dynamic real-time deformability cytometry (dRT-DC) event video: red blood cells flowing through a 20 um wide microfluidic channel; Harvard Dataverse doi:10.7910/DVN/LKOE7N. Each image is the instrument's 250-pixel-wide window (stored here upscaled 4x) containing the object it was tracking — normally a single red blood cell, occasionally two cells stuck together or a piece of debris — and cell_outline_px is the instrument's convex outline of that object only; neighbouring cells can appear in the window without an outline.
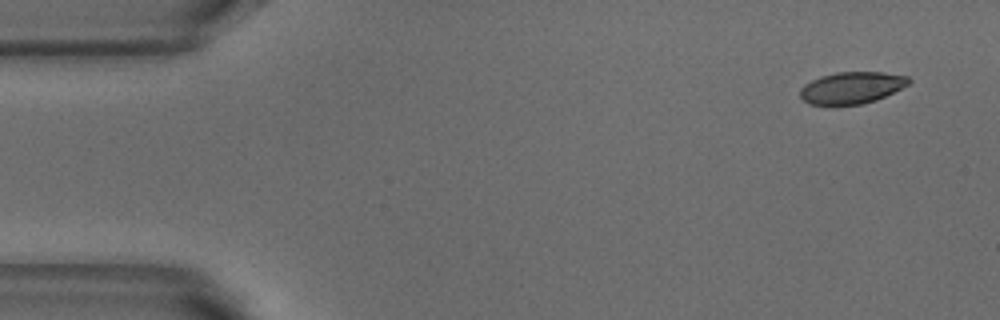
{"species": "common noctule bat (a hibernating species)", "species_latin": "Nyctalus noctula", "temperature_condition": "warm", "stored_images_in_passage": 5, "segment_of_instrument_passage": [1, 2], "camera_frame_rate_fps": 3000, "um_per_image_px": 0.085, "animal": {"sex": "male", "body_mass_g": 18.8}, "frame": {"image": 1, "passage_image": 1, "time_ms": 0.0, "image_size_px": [1000, 320], "cell_outline_px": [[912, 80], [908, 84], [876, 100], [860, 104], [808, 104], [800, 96], [800, 88], [804, 84], [820, 76], [836, 72], [884, 72], [908, 76]], "centroid_in_image_um": [72.38, 7.44], "position_along_channel_um": 12.6, "area_um2": 19.94}}